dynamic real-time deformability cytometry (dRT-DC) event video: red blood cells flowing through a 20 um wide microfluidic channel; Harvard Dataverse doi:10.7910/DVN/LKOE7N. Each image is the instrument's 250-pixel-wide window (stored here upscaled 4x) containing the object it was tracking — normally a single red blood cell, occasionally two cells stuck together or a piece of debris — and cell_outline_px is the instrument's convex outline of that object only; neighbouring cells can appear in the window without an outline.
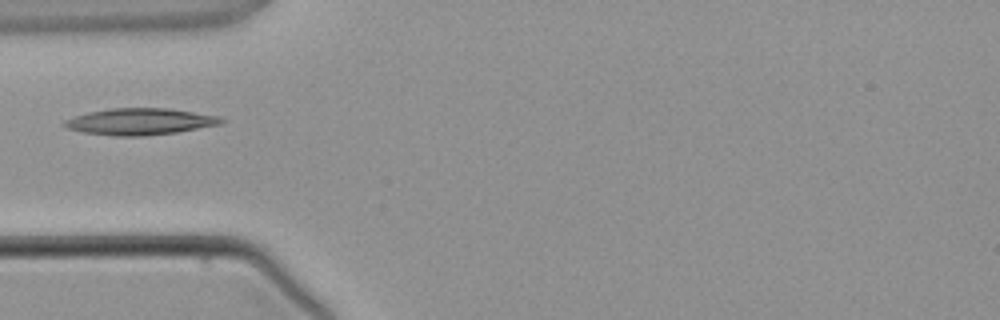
{"species": "common noctule bat (a hibernating species)", "species_latin": "Nyctalus noctula", "temperature_condition": "warm", "stored_images_in_passage": 3, "camera_frame_rate_fps": 3000, "um_per_image_px": 0.085, "animal": {"sex": "male", "body_mass_g": 21.5, "forearm_length_mm": 52.0}, "frame": {"image": 1, "passage_image": 3, "time_ms": 2.333, "image_size_px": [1000, 320], "cell_outline_px": [[224, 120], [220, 124], [176, 132], [144, 136], [116, 136], [84, 132], [68, 128], [60, 124], [64, 120], [88, 112], [112, 108], [168, 108], [220, 116]], "centroid_in_image_um": [11.88, 10.33], "position_along_channel_um": 73.1, "area_um2": 24.1}}